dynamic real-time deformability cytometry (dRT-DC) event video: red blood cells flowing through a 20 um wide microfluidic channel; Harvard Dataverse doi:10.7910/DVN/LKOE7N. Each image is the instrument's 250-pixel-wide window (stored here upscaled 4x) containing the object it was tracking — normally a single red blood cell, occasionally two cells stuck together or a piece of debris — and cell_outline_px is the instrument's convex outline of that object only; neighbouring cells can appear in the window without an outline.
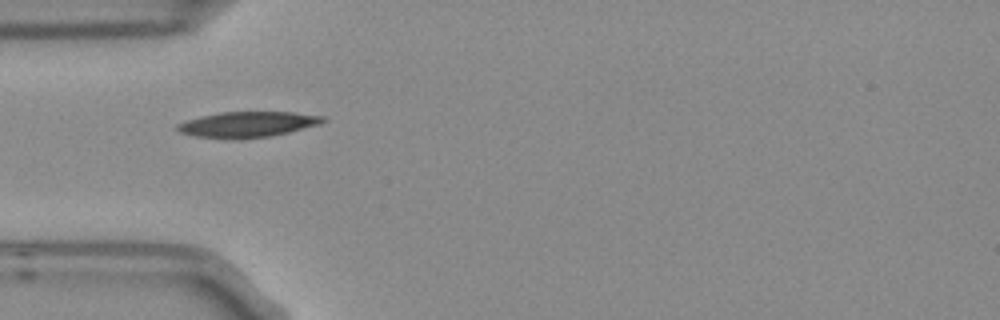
{"species": "Egyptian fruit bat (a non-hibernating species)", "species_latin": "Rousettus aegyptiacus", "temperature_condition": "room temperature", "stored_images_in_passage": 5, "camera_frame_rate_fps": 3000, "um_per_image_px": 0.085, "frame": {"image": 1, "passage_image": 2, "time_ms": 0.333, "image_size_px": [1000, 320], "cell_outline_px": [[328, 120], [320, 124], [288, 132], [268, 136], [236, 140], [232, 140], [196, 136], [180, 132], [176, 128], [176, 124], [200, 116], [220, 112], [292, 112], [324, 116]], "centroid_in_image_um": [21.04, 10.58], "position_along_channel_um": 64.0, "area_um2": 21.79}}
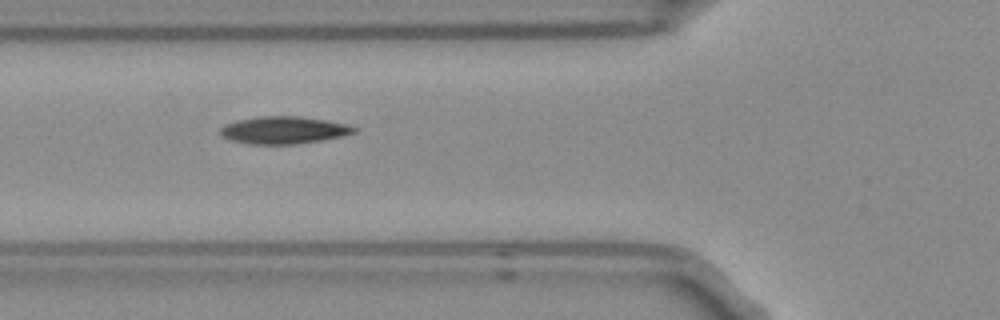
{"frame": {"image": 2, "passage_image": 3, "time_ms": 0.667, "image_size_px": [1000, 320], "cell_outline_px": [[360, 128], [356, 132], [324, 140], [296, 144], [248, 144], [228, 140], [220, 132], [220, 128], [224, 124], [236, 120], [260, 116], [300, 116], [328, 120], [348, 124]], "centroid_in_image_um": [24.14, 11.05], "position_along_channel_um": 101.7, "area_um2": 21.62}}